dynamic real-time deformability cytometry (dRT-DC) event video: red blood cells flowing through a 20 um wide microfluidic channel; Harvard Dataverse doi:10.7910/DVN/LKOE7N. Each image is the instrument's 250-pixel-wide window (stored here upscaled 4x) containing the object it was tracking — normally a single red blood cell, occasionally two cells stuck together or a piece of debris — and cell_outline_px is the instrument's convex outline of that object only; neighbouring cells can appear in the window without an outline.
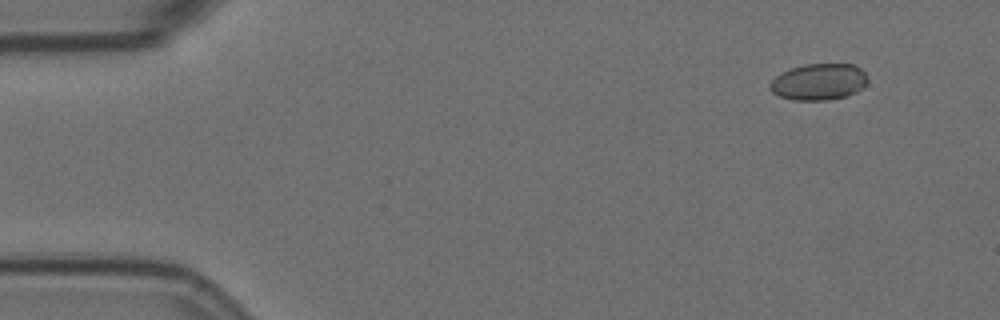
{"species": "Egyptian fruit bat (a non-hibernating species)", "species_latin": "Rousettus aegyptiacus", "temperature_condition": "room temperature", "stored_images_in_passage": 10, "camera_frame_rate_fps": 3000, "um_per_image_px": 0.085, "animal": {"sex": "female"}, "frame": {"image": 1, "passage_image": 1, "time_ms": 0.0, "image_size_px": [1000, 320], "cell_outline_px": [[868, 80], [856, 92], [844, 96], [824, 100], [792, 100], [780, 96], [772, 92], [768, 88], [768, 84], [780, 72], [804, 64], [852, 64], [860, 68], [868, 76]], "centroid_in_image_um": [69.56, 6.95], "position_along_channel_um": 15.4, "area_um2": 20.69}}
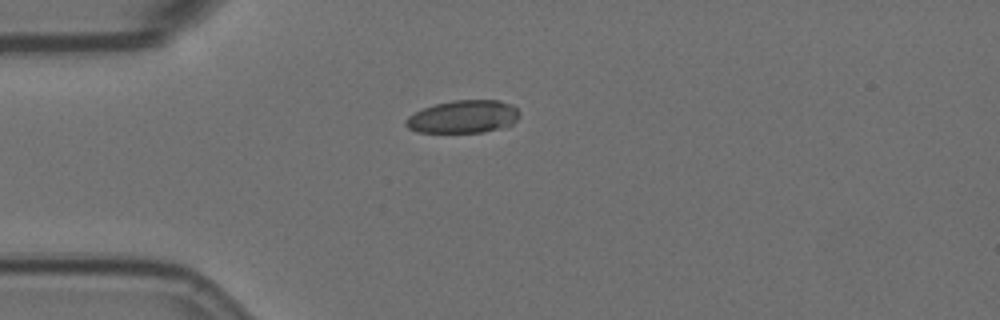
{"frame": {"image": 2, "passage_image": 4, "time_ms": 3.333, "image_size_px": [1000, 320], "cell_outline_px": [[520, 112], [516, 120], [512, 124], [480, 132], [416, 132], [408, 128], [404, 124], [404, 120], [408, 116], [424, 108], [436, 104], [452, 100], [500, 100], [512, 104]], "centroid_in_image_um": [39.35, 9.91], "position_along_channel_um": 45.6, "area_um2": 21.56}}